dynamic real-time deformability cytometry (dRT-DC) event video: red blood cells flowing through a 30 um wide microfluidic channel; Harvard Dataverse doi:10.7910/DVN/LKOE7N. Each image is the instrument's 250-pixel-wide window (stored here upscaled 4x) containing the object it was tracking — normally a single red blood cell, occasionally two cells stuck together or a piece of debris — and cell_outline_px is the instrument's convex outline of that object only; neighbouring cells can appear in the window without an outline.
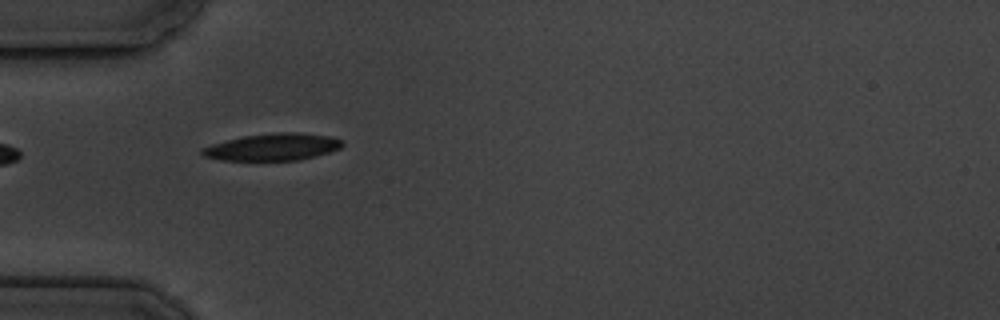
{"species": "common noctule bat (a hibernating species)", "species_latin": "Nyctalus noctula", "temperature_condition": "cold", "stored_images_in_passage": 9, "camera_frame_rate_fps": 3000, "um_per_image_px": 0.085, "animal": {"sex": "male", "body_mass_g": 19.5, "forearm_length_mm": 54.6}, "frame": {"image": 1, "passage_image": 6, "time_ms": 5.667, "image_size_px": [1000, 320], "cell_outline_px": [[344, 144], [340, 148], [328, 152], [300, 160], [220, 160], [204, 156], [200, 152], [200, 148], [212, 144], [244, 136], [276, 132], [300, 132], [328, 136], [344, 140]], "centroid_in_image_um": [23.19, 12.49], "position_along_channel_um": 61.8, "area_um2": 22.02}}
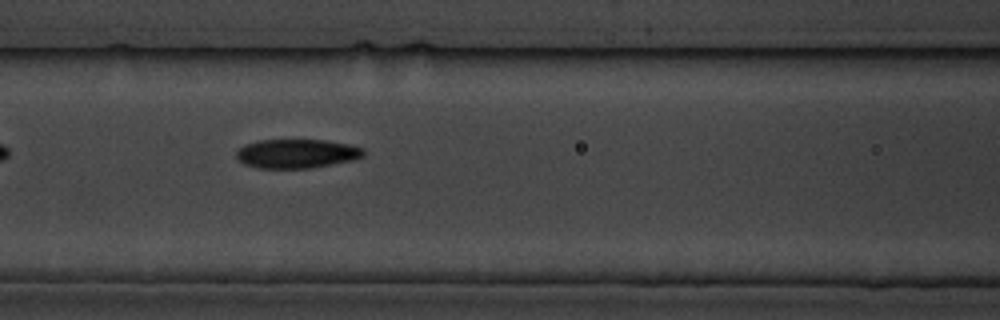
{"frame": {"image": 2, "passage_image": 8, "time_ms": 8.0, "image_size_px": [1000, 320], "cell_outline_px": [[364, 156], [352, 160], [312, 168], [256, 168], [244, 164], [236, 156], [236, 152], [244, 144], [260, 140], [324, 140], [348, 144], [364, 148]], "centroid_in_image_um": [25.22, 13.06], "position_along_channel_um": 141.4, "area_um2": 21.5}}